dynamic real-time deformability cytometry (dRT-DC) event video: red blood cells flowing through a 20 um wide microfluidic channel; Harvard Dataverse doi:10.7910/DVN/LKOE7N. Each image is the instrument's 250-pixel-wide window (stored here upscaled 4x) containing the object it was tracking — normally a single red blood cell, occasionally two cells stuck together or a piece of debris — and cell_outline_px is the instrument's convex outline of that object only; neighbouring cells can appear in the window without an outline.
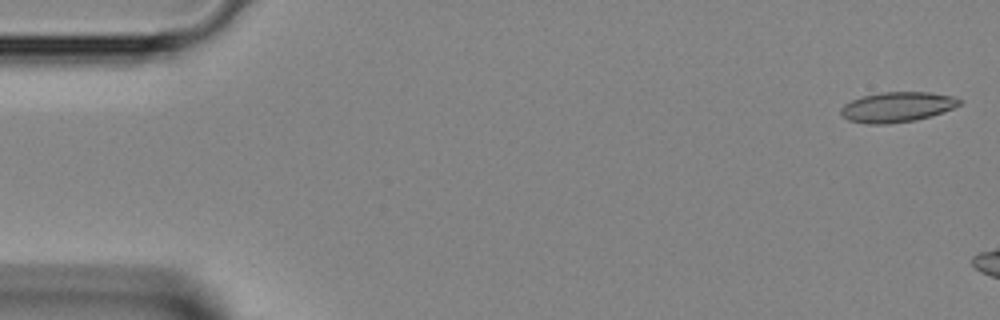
{"species": "Egyptian fruit bat (a non-hibernating species)", "species_latin": "Rousettus aegyptiacus", "temperature_condition": "room temperature", "stored_images_in_passage": 5, "camera_frame_rate_fps": 3000, "um_per_image_px": 0.085, "animal": {"sex": "female"}, "frame": {"image": 1, "passage_image": 1, "time_ms": 0.0, "image_size_px": [1000, 320], "cell_outline_px": [[960, 104], [952, 108], [916, 120], [888, 124], [864, 124], [848, 120], [840, 112], [840, 108], [844, 104], [860, 96], [884, 92], [928, 92], [952, 96], [960, 100]], "centroid_in_image_um": [76.18, 9.1], "position_along_channel_um": 8.8, "area_um2": 20.63}}